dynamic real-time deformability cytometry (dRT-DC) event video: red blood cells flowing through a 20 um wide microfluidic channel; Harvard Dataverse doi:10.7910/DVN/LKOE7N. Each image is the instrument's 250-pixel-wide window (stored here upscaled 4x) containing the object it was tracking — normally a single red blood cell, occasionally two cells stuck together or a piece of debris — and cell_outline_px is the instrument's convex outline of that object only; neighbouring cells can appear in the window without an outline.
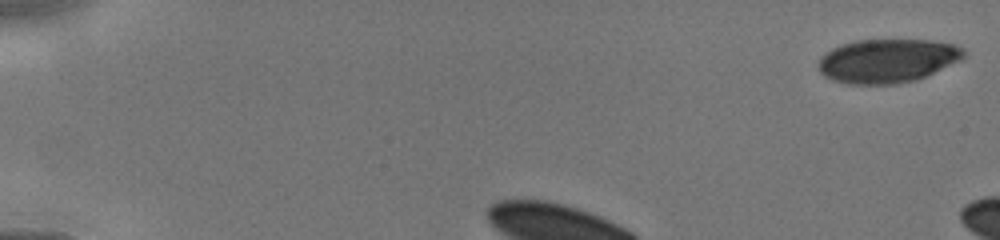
{"species": "human", "species_latin": "Homo sapiens", "temperature_condition": "cold", "stored_images_in_passage": 11, "camera_frame_rate_fps": 3000, "um_per_image_px": 0.085, "donor": {"sex": "male"}, "frame": {"image": 1, "passage_image": 1, "time_ms": 0.0, "image_size_px": [1000, 240], "cell_outline_px": [[964, 56], [960, 60], [928, 76], [916, 80], [900, 84], [848, 84], [832, 80], [824, 76], [820, 72], [816, 64], [820, 56], [832, 48], [840, 44], [856, 40], [932, 40], [956, 44], [964, 48]], "centroid_in_image_um": [75.41, 5.17], "position_along_channel_um": 9.6, "area_um2": 37.63}}